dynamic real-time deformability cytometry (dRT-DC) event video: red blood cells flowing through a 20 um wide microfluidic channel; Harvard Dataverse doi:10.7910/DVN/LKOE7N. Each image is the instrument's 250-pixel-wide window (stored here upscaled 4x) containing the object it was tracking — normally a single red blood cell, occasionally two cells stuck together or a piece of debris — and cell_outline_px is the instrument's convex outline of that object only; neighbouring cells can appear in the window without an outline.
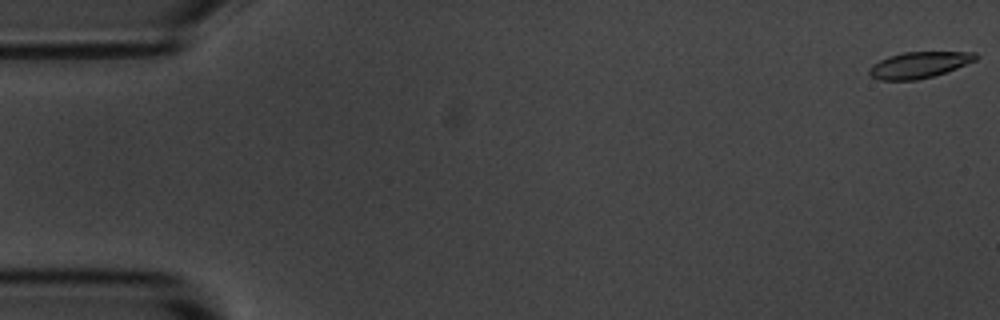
{"species": "common noctule bat (a hibernating species)", "species_latin": "Nyctalus noctula", "temperature_condition": "room temperature", "stored_images_in_passage": 57, "camera_frame_rate_fps": 3000, "um_per_image_px": 0.085, "animal": {"sex": "male", "body_mass_g": 20.1, "forearm_length_mm": 53.5}, "frame": {"image": 1, "passage_image": 1, "time_ms": 0.0, "image_size_px": [1000, 320], "cell_outline_px": [[980, 56], [976, 60], [956, 68], [932, 76], [916, 80], [880, 80], [872, 76], [868, 72], [868, 68], [872, 64], [888, 56], [904, 52], [976, 52]], "centroid_in_image_um": [78.11, 5.51], "position_along_channel_um": 6.9, "area_um2": 16.18}}
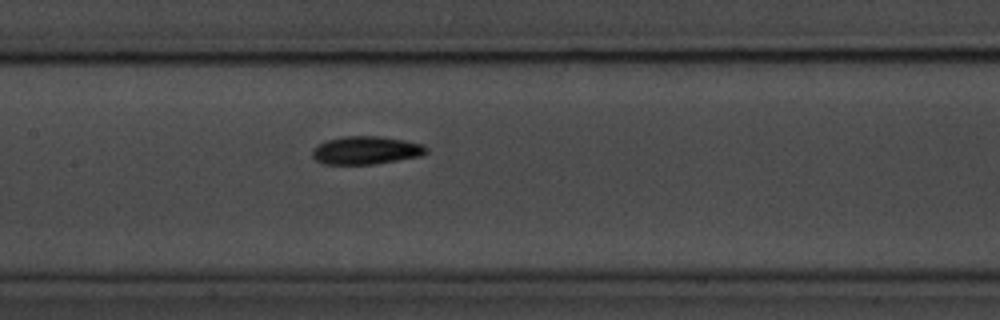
{"frame": {"image": 2, "passage_image": 27, "time_ms": 8.667, "image_size_px": [1000, 320], "cell_outline_px": [[428, 152], [420, 156], [372, 164], [324, 164], [316, 160], [312, 156], [312, 148], [316, 144], [328, 140], [344, 136], [380, 136], [404, 140], [424, 144], [428, 148]], "centroid_in_image_um": [31.1, 12.77], "position_along_channel_um": 176.3, "area_um2": 18.67}}
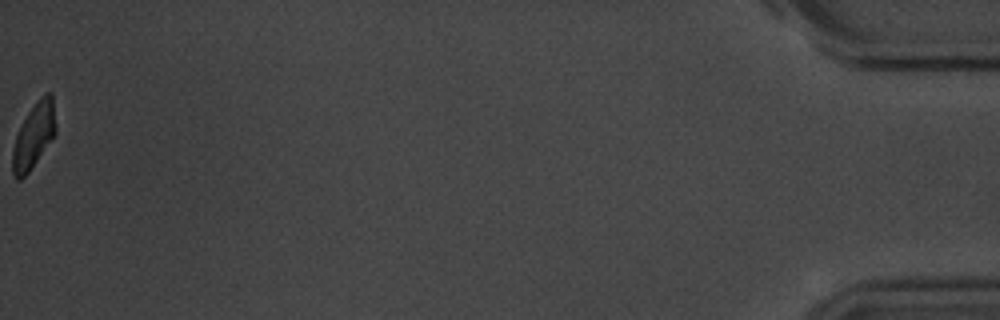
{"frame": {"image": 3, "passage_image": 57, "time_ms": 18.667, "image_size_px": [1000, 320], "cell_outline_px": [[56, 132], [28, 172], [20, 180], [16, 180], [12, 176], [12, 148], [16, 136], [28, 112], [40, 96], [44, 92], [52, 92], [56, 128]], "centroid_in_image_um": [2.86, 11.52], "position_along_channel_um": 432.3, "area_um2": 16.18}, "authors_computed_cell_mechanics": {"area_um2": 17.4556, "velocity_mm_per_s": 3.5682, "shape_relaxation_time_tau1_ms": 2.8935, "shape_relaxation_time_tau2_ms": 6.1383, "deformation_change_tau1": 0.1112, "deformation_change_tau2": 0.1109}}